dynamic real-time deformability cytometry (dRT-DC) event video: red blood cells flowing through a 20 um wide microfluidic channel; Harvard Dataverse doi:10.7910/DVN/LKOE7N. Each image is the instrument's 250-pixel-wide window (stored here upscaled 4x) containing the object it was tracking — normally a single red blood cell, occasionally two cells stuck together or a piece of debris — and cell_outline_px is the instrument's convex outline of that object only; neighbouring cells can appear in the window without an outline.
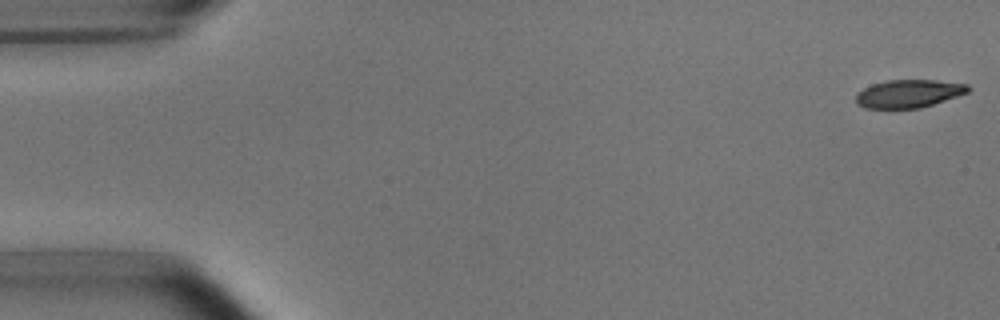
{"species": "common noctule bat (a hibernating species)", "species_latin": "Nyctalus noctula", "temperature_condition": "room temperature", "stored_images_in_passage": 52, "camera_frame_rate_fps": 3000, "um_per_image_px": 0.085, "animal": {"sex": "male", "body_mass_g": 15.6}, "frame": {"image": 1, "passage_image": 1, "time_ms": 0.0, "image_size_px": [1000, 320], "cell_outline_px": [[972, 88], [968, 92], [920, 108], [864, 108], [856, 104], [856, 96], [864, 88], [872, 84], [888, 80], [936, 80], [968, 84]], "centroid_in_image_um": [77.24, 7.95], "position_along_channel_um": 7.8, "area_um2": 18.15}}
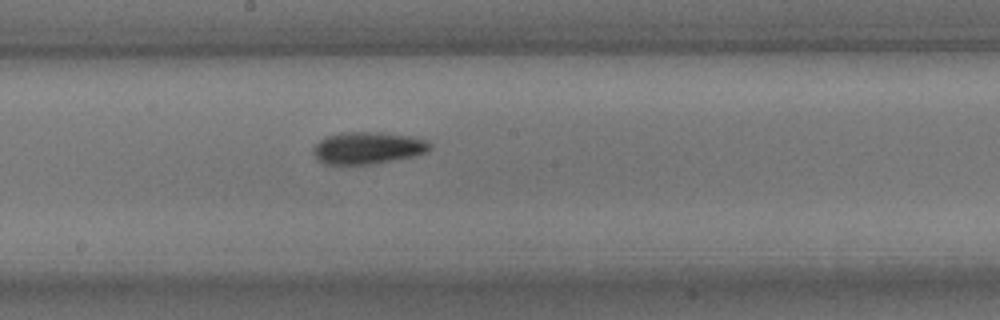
{"frame": {"image": 2, "passage_image": 28, "time_ms": 9.0, "image_size_px": [1000, 320], "cell_outline_px": [[432, 148], [428, 152], [416, 156], [372, 164], [324, 164], [312, 152], [312, 148], [320, 140], [328, 136], [340, 132], [380, 132], [412, 136], [424, 140], [432, 144]], "centroid_in_image_um": [31.3, 12.57], "position_along_channel_um": 216.9, "area_um2": 21.91}}
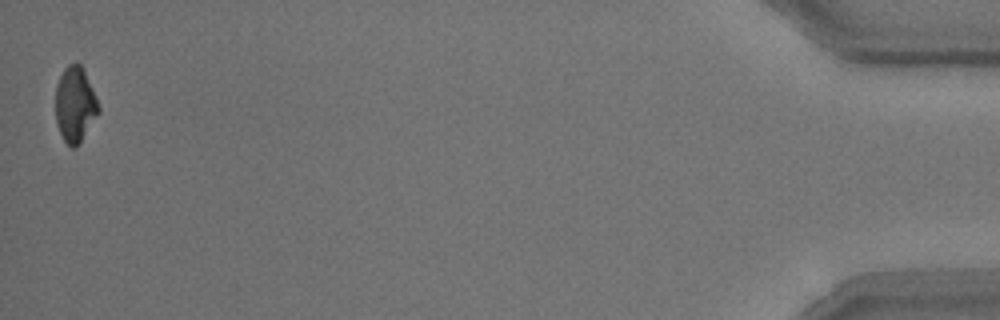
{"frame": {"image": 3, "passage_image": 52, "time_ms": 17.0, "image_size_px": [1000, 320], "cell_outline_px": [[100, 112], [76, 148], [72, 148], [64, 140], [56, 124], [56, 84], [64, 68], [68, 64], [80, 64], [84, 68], [100, 108]], "centroid_in_image_um": [6.38, 8.88], "position_along_channel_um": 428.8, "area_um2": 18.84}, "authors_computed_cell_mechanics": {"area_um2": 20.2011, "velocity_mm_per_s": 3.7922, "shape_relaxation_time_tau1_ms": 4.3994, "shape_relaxation_time_tau2_ms": null, "deformation_change_tau1": 0.1568, "deformation_change_tau2": null}}